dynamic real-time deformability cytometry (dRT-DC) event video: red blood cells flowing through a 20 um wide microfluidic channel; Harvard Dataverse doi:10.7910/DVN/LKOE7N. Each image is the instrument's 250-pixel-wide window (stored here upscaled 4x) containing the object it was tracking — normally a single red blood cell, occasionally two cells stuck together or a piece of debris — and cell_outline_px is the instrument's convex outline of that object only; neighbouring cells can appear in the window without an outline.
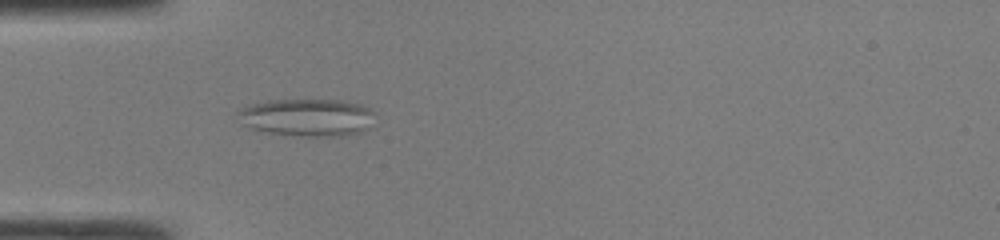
{"species": "common noctule bat (a hibernating species)", "species_latin": "Nyctalus noctula", "temperature_condition": "room temperature", "stored_images_in_passage": 48, "camera_frame_rate_fps": 3000, "um_per_image_px": 0.085, "animal": {"sex": "male", "body_mass_g": 19.0, "forearm_length_mm": 50.8}, "frame": {"image": 1, "passage_image": 15, "time_ms": 4.667, "image_size_px": [1000, 240], "cell_outline_px": [[376, 112], [372, 128], [364, 132], [344, 136], [292, 136], [268, 132], [248, 128], [244, 124], [236, 112], [240, 108], [248, 104], [268, 100], [348, 100], [364, 104]], "centroid_in_image_um": [26.2, 9.98], "position_along_channel_um": 58.8, "area_um2": 30.92}}
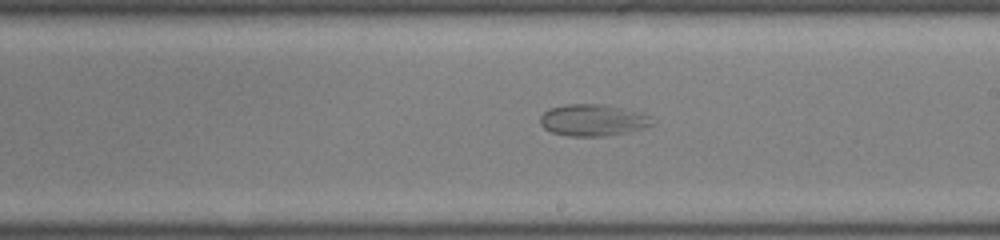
{"frame": {"image": 2, "passage_image": 28, "time_ms": 9.0, "image_size_px": [1000, 240], "cell_outline_px": [[652, 124], [644, 128], [604, 136], [568, 136], [552, 132], [544, 128], [540, 124], [540, 116], [548, 108], [564, 104], [604, 104], [624, 108], [640, 112], [652, 116]], "centroid_in_image_um": [50.37, 10.19], "position_along_channel_um": 238.6, "area_um2": 20.75}}
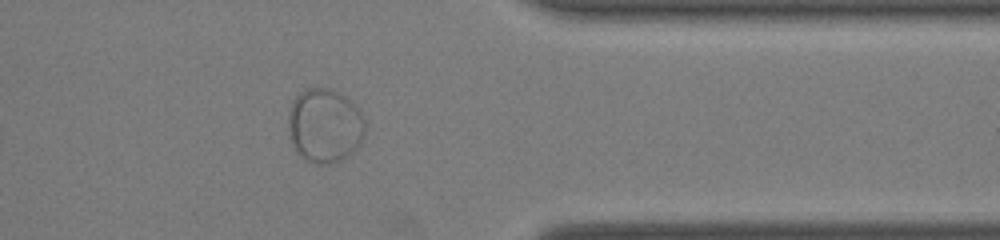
{"frame": {"image": 3, "passage_image": 39, "time_ms": 12.667, "image_size_px": [1000, 240], "cell_outline_px": [[364, 136], [360, 144], [352, 152], [340, 160], [328, 164], [316, 164], [300, 156], [296, 152], [292, 144], [288, 128], [288, 112], [292, 100], [296, 92], [304, 88], [332, 88], [340, 92], [360, 112], [364, 124]], "centroid_in_image_um": [27.55, 10.65], "position_along_channel_um": 383.9, "area_um2": 33.35}}